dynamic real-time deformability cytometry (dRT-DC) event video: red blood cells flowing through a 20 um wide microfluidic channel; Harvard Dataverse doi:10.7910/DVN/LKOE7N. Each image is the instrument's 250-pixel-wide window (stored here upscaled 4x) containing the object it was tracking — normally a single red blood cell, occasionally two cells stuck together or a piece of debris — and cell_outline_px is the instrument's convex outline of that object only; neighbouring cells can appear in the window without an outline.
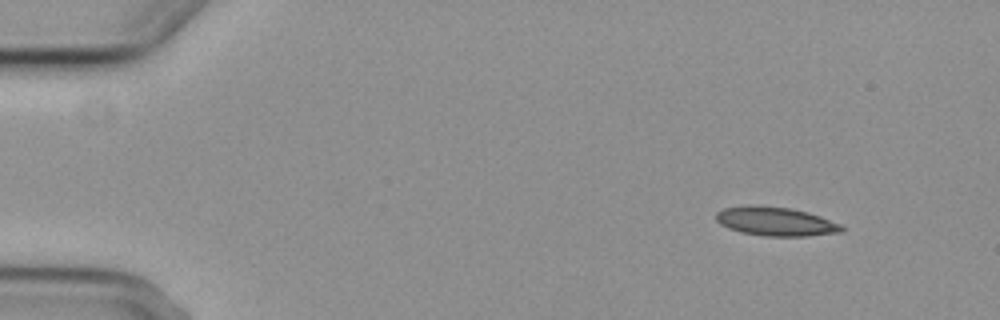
{"species": "common noctule bat (a hibernating species)", "species_latin": "Nyctalus noctula", "temperature_condition": "cold", "stored_images_in_passage": 4, "camera_frame_rate_fps": 3000, "um_per_image_px": 0.085, "animal": {"sex": "female", "body_mass_g": 29.2, "forearm_length_mm": 56.3}, "frame": {"image": 1, "passage_image": 1, "time_ms": 0.0, "image_size_px": [1000, 320], "cell_outline_px": [[844, 232], [808, 236], [764, 236], [740, 232], [728, 228], [720, 224], [716, 220], [716, 212], [724, 208], [748, 204], [792, 208], [808, 212], [820, 216], [840, 224], [844, 228]], "centroid_in_image_um": [65.92, 18.82], "position_along_channel_um": 19.1, "area_um2": 21.39}}
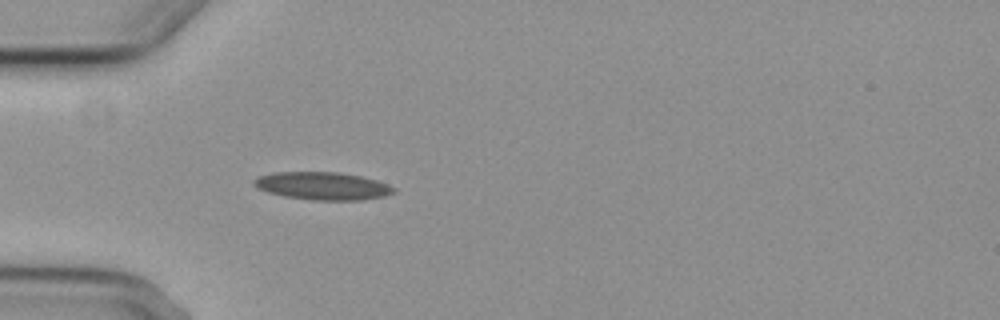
{"frame": {"image": 2, "passage_image": 4, "time_ms": 3.667, "image_size_px": [1000, 320], "cell_outline_px": [[396, 192], [384, 196], [360, 200], [312, 200], [284, 196], [268, 192], [252, 184], [252, 180], [256, 176], [272, 172], [340, 172], [360, 176], [376, 180], [388, 184], [396, 188]], "centroid_in_image_um": [27.41, 15.79], "position_along_channel_um": 57.6, "area_um2": 22.72}}